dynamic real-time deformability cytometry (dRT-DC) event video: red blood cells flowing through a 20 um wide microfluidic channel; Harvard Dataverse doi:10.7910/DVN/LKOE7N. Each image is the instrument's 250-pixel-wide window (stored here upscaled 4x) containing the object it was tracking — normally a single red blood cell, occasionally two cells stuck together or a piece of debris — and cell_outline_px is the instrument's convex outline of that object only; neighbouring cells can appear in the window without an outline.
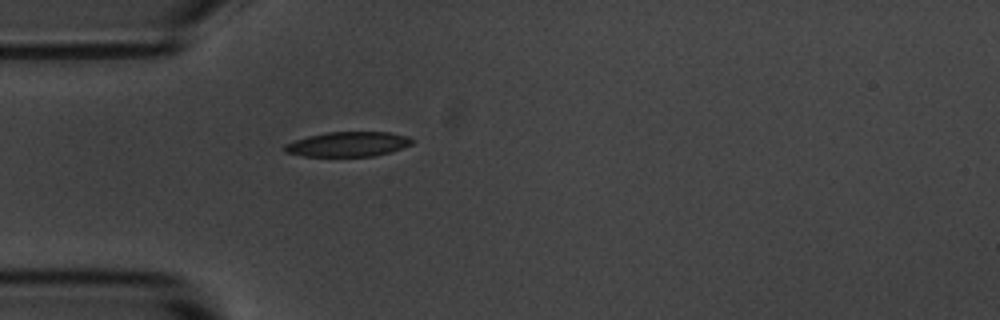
{"species": "common noctule bat (a hibernating species)", "species_latin": "Nyctalus noctula", "temperature_condition": "room temperature", "stored_images_in_passage": 1, "camera_frame_rate_fps": 3000, "um_per_image_px": 0.085, "animal": {"sex": "male", "body_mass_g": 20.1, "forearm_length_mm": 53.5}, "frame": {"image": 1, "passage_image": 1, "time_ms": 0.0, "image_size_px": [1000, 320], "cell_outline_px": [[416, 140], [412, 144], [388, 152], [372, 156], [300, 156], [284, 152], [284, 144], [308, 136], [328, 132], [388, 132], [408, 136]], "centroid_in_image_um": [29.56, 12.25], "position_along_channel_um": 55.4, "area_um2": 18.32}}